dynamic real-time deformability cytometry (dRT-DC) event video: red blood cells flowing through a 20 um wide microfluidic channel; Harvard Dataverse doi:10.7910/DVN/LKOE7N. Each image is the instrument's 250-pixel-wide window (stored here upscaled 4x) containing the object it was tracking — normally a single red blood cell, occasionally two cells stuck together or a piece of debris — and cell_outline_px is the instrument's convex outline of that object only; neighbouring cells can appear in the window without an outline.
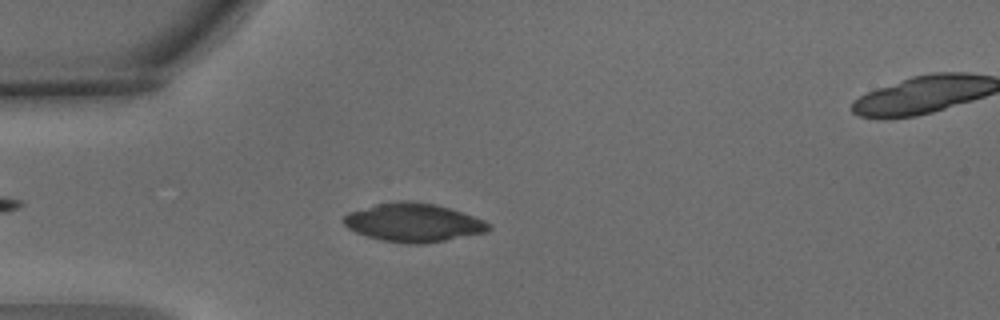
{"species": "common noctule bat (a hibernating species)", "species_latin": "Nyctalus noctula", "temperature_condition": "warm", "stored_images_in_passage": 5, "segment_of_instrument_passage": [1, 2], "camera_frame_rate_fps": 3000, "um_per_image_px": 0.085, "animal": {"sex": "male", "body_mass_g": 15.6}, "frame": {"image": 1, "passage_image": 4, "time_ms": 1.0, "image_size_px": [1000, 320], "cell_outline_px": [[492, 228], [488, 232], [444, 240], [420, 244], [408, 244], [384, 240], [368, 236], [356, 232], [348, 228], [344, 224], [344, 216], [348, 212], [376, 204], [396, 200], [412, 200], [436, 204], [484, 220], [492, 224]], "centroid_in_image_um": [35.15, 18.9], "position_along_channel_um": 49.8, "area_um2": 32.43}}